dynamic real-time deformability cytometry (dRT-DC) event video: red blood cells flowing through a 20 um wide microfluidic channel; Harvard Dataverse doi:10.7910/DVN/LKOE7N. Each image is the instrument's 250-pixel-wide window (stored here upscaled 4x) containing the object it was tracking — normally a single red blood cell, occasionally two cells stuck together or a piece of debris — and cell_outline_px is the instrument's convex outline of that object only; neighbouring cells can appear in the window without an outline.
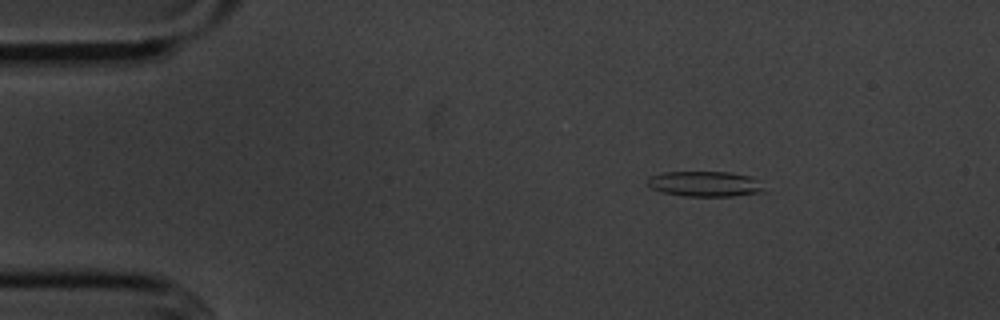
{"species": "common noctule bat (a hibernating species)", "species_latin": "Nyctalus noctula", "temperature_condition": "cold", "stored_images_in_passage": 54, "camera_frame_rate_fps": 3000, "um_per_image_px": 0.085, "animal": {"sex": "male", "body_mass_g": 20.1, "forearm_length_mm": 53.5}, "frame": {"image": 1, "passage_image": 7, "time_ms": 2.0, "image_size_px": [1000, 320], "cell_outline_px": [[764, 192], [732, 196], [684, 196], [664, 192], [652, 188], [648, 184], [648, 176], [664, 172], [732, 172], [752, 176], [760, 180]], "centroid_in_image_um": [59.96, 15.62], "position_along_channel_um": 25.0, "area_um2": 17.28}}
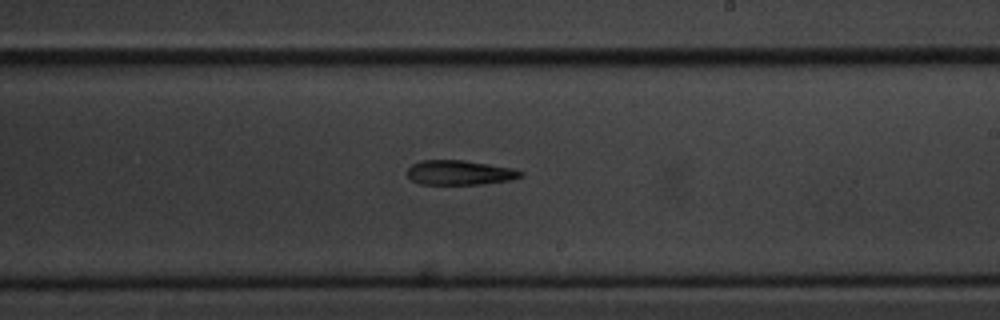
{"frame": {"image": 2, "passage_image": 31, "time_ms": 10.0, "image_size_px": [1000, 320], "cell_outline_px": [[524, 176], [512, 180], [484, 184], [420, 184], [412, 180], [408, 176], [408, 168], [412, 164], [420, 160], [464, 160], [512, 168], [524, 172]], "centroid_in_image_um": [39.1, 14.67], "position_along_channel_um": 249.9, "area_um2": 16.36}}
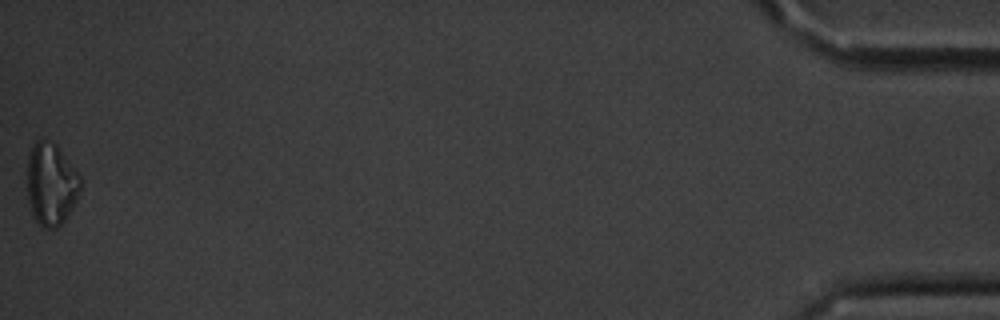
{"frame": {"image": 3, "passage_image": 54, "time_ms": 17.667, "image_size_px": [1000, 320], "cell_outline_px": [[80, 192], [76, 200], [64, 220], [56, 228], [44, 228], [32, 216], [28, 200], [28, 156], [36, 140], [44, 140], [56, 144], [80, 176]], "centroid_in_image_um": [4.33, 15.66], "position_along_channel_um": 430.9, "area_um2": 25.14}, "authors_computed_cell_mechanics": {"area_um2": 17.4267, "velocity_mm_per_s": 3.612, "shape_relaxation_time_tau1_ms": 4.36, "shape_relaxation_time_tau2_ms": null, "deformation_change_tau1": 0.1403, "deformation_change_tau2": null}}